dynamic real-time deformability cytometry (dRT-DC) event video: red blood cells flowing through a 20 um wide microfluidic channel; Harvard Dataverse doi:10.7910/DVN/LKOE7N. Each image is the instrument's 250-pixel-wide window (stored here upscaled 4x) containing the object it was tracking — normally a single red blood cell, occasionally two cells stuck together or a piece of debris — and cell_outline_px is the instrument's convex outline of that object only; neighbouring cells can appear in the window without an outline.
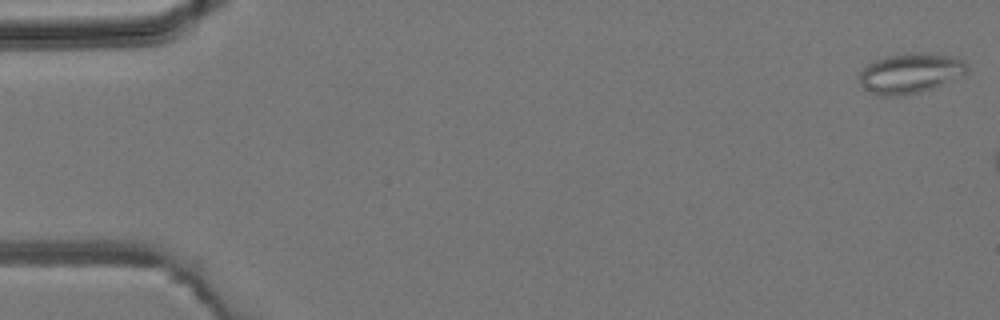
{"species": "common noctule bat (a hibernating species)", "species_latin": "Nyctalus noctula", "temperature_condition": "room temperature", "stored_images_in_passage": 3, "camera_frame_rate_fps": 3000, "um_per_image_px": 0.085, "animal": {"sex": "male", "body_mass_g": 19.2, "forearm_length_mm": 51.8}, "frame": {"image": 1, "passage_image": 1, "time_ms": 0.0, "image_size_px": [1000, 320], "cell_outline_px": [[968, 68], [964, 76], [932, 88], [920, 92], [896, 96], [880, 96], [864, 88], [860, 84], [860, 72], [872, 60], [888, 56], [908, 52], [920, 52], [952, 56], [964, 60]], "centroid_in_image_um": [77.39, 6.21], "position_along_channel_um": 7.6, "area_um2": 25.26}}